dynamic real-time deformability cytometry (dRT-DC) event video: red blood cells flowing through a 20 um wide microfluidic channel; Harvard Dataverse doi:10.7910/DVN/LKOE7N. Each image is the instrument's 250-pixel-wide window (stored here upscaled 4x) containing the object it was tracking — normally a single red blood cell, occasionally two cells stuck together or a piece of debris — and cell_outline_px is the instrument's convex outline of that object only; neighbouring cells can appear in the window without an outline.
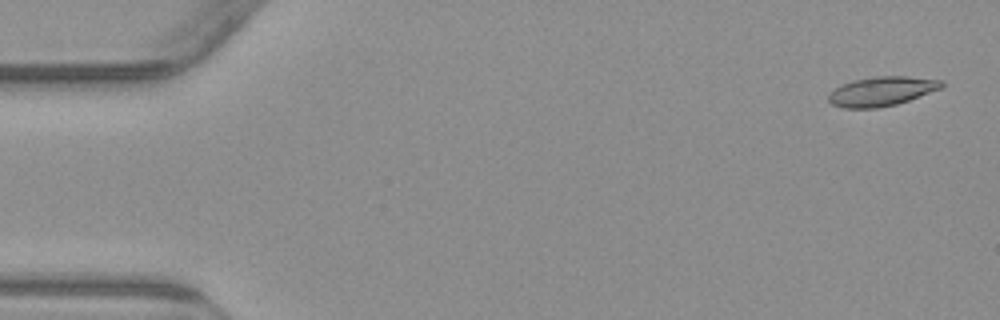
{"species": "common noctule bat (a hibernating species)", "species_latin": "Nyctalus noctula", "temperature_condition": "warm", "stored_images_in_passage": 54, "camera_frame_rate_fps": 3000, "um_per_image_px": 0.085, "animal": {"sex": "male", "body_mass_g": 23.1, "forearm_length_mm": 52.7}, "frame": {"image": 1, "passage_image": 2, "time_ms": 0.333, "image_size_px": [1000, 320], "cell_outline_px": [[944, 84], [940, 88], [908, 100], [896, 104], [876, 108], [844, 108], [832, 104], [828, 100], [828, 96], [840, 84], [852, 80], [872, 76], [908, 76], [944, 80]], "centroid_in_image_um": [74.92, 7.74], "position_along_channel_um": 10.1, "area_um2": 19.25}}
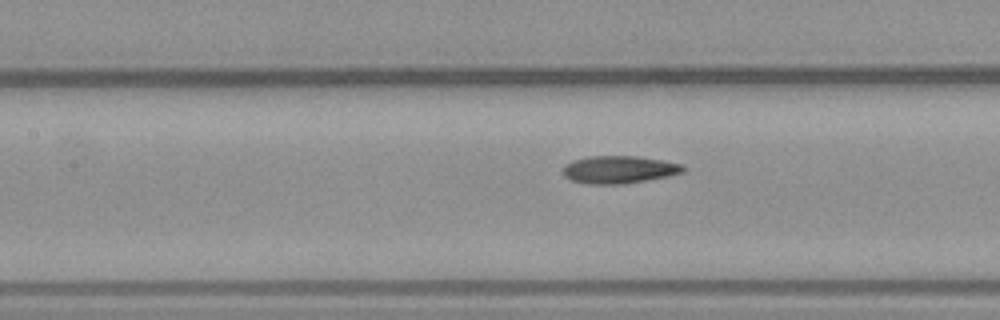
{"frame": {"image": 2, "passage_image": 24, "time_ms": 7.667, "image_size_px": [1000, 320], "cell_outline_px": [[688, 168], [684, 172], [668, 176], [624, 184], [588, 184], [572, 180], [564, 176], [564, 164], [572, 160], [588, 156], [636, 156], [684, 164]], "centroid_in_image_um": [52.64, 14.41], "position_along_channel_um": 154.8, "area_um2": 19.42}}
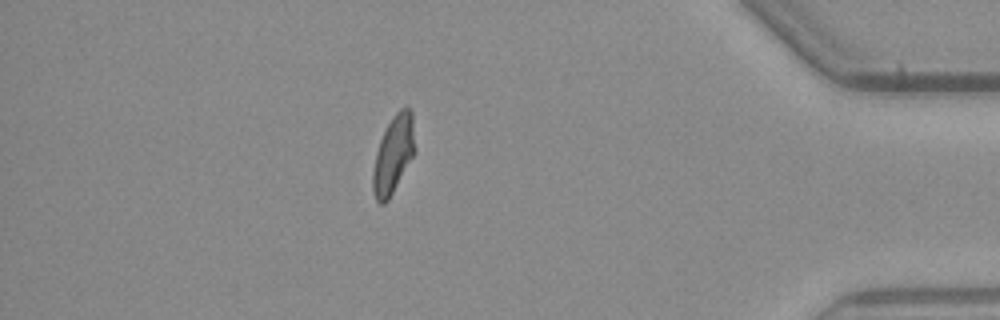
{"frame": {"image": 3, "passage_image": 47, "time_ms": 15.333, "image_size_px": [1000, 320], "cell_outline_px": [[416, 152], [388, 200], [384, 204], [380, 204], [376, 200], [372, 188], [372, 172], [376, 152], [380, 140], [388, 124], [396, 112], [400, 108], [408, 108], [412, 112]], "centroid_in_image_um": [33.44, 13.15], "position_along_channel_um": 401.8, "area_um2": 19.02}, "authors_computed_cell_mechanics": {"area_um2": 19.1029, "velocity_mm_per_s": 3.8176, "shape_relaxation_time_tau1_ms": 9.7324, "shape_relaxation_time_tau2_ms": 2.1631, "deformation_change_tau1": 0.237, "deformation_change_tau2": 0.0895}}